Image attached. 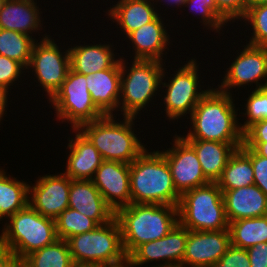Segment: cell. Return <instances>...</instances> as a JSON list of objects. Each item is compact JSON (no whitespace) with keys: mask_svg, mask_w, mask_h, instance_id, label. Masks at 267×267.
<instances>
[{"mask_svg":"<svg viewBox=\"0 0 267 267\" xmlns=\"http://www.w3.org/2000/svg\"><path fill=\"white\" fill-rule=\"evenodd\" d=\"M22 262L27 267H76L66 240L57 239L26 256Z\"/></svg>","mask_w":267,"mask_h":267,"instance_id":"obj_29","label":"cell"},{"mask_svg":"<svg viewBox=\"0 0 267 267\" xmlns=\"http://www.w3.org/2000/svg\"><path fill=\"white\" fill-rule=\"evenodd\" d=\"M262 4H267V0H248V8Z\"/></svg>","mask_w":267,"mask_h":267,"instance_id":"obj_47","label":"cell"},{"mask_svg":"<svg viewBox=\"0 0 267 267\" xmlns=\"http://www.w3.org/2000/svg\"><path fill=\"white\" fill-rule=\"evenodd\" d=\"M187 237L188 229L179 222L165 236L166 267H181Z\"/></svg>","mask_w":267,"mask_h":267,"instance_id":"obj_35","label":"cell"},{"mask_svg":"<svg viewBox=\"0 0 267 267\" xmlns=\"http://www.w3.org/2000/svg\"><path fill=\"white\" fill-rule=\"evenodd\" d=\"M228 222L267 215V196L255 185L222 190Z\"/></svg>","mask_w":267,"mask_h":267,"instance_id":"obj_24","label":"cell"},{"mask_svg":"<svg viewBox=\"0 0 267 267\" xmlns=\"http://www.w3.org/2000/svg\"><path fill=\"white\" fill-rule=\"evenodd\" d=\"M160 1V2H159ZM158 2H159V4L161 3H163L162 5H164V7H165V5H166V3H167V5L166 6H169L170 5V7L172 8H176V10H178V8H184V4H185V2H186V0H154V4L157 6L158 5V7H160L159 9L161 10L162 8V6H160L159 4H158Z\"/></svg>","mask_w":267,"mask_h":267,"instance_id":"obj_46","label":"cell"},{"mask_svg":"<svg viewBox=\"0 0 267 267\" xmlns=\"http://www.w3.org/2000/svg\"><path fill=\"white\" fill-rule=\"evenodd\" d=\"M163 14H159L153 21L150 23L144 24L137 30L131 32L127 37H124V40L129 42L132 45V55L133 59H142V60H156L161 62H166L165 56H167V50L169 52V47L171 44L170 34L168 33V26L165 25V17H162ZM164 57V59H163Z\"/></svg>","mask_w":267,"mask_h":267,"instance_id":"obj_17","label":"cell"},{"mask_svg":"<svg viewBox=\"0 0 267 267\" xmlns=\"http://www.w3.org/2000/svg\"><path fill=\"white\" fill-rule=\"evenodd\" d=\"M5 2V0H0V11L2 9L3 3Z\"/></svg>","mask_w":267,"mask_h":267,"instance_id":"obj_49","label":"cell"},{"mask_svg":"<svg viewBox=\"0 0 267 267\" xmlns=\"http://www.w3.org/2000/svg\"><path fill=\"white\" fill-rule=\"evenodd\" d=\"M216 183L221 190H234L254 184L250 148L242 145L235 150Z\"/></svg>","mask_w":267,"mask_h":267,"instance_id":"obj_26","label":"cell"},{"mask_svg":"<svg viewBox=\"0 0 267 267\" xmlns=\"http://www.w3.org/2000/svg\"><path fill=\"white\" fill-rule=\"evenodd\" d=\"M157 9L154 0H118L105 10V16L108 15V19L120 28L119 35L123 32V36L127 37L131 32L153 21L160 13Z\"/></svg>","mask_w":267,"mask_h":267,"instance_id":"obj_23","label":"cell"},{"mask_svg":"<svg viewBox=\"0 0 267 267\" xmlns=\"http://www.w3.org/2000/svg\"><path fill=\"white\" fill-rule=\"evenodd\" d=\"M148 151L146 148L130 164L131 203L178 206L181 194L164 155L160 150Z\"/></svg>","mask_w":267,"mask_h":267,"instance_id":"obj_3","label":"cell"},{"mask_svg":"<svg viewBox=\"0 0 267 267\" xmlns=\"http://www.w3.org/2000/svg\"><path fill=\"white\" fill-rule=\"evenodd\" d=\"M72 130L75 135L71 138L69 136L67 140L69 154L66 158V169L63 172L72 180H92L95 171L104 159L98 149L79 129Z\"/></svg>","mask_w":267,"mask_h":267,"instance_id":"obj_18","label":"cell"},{"mask_svg":"<svg viewBox=\"0 0 267 267\" xmlns=\"http://www.w3.org/2000/svg\"><path fill=\"white\" fill-rule=\"evenodd\" d=\"M250 94V95H249ZM248 94V97L245 98V105H241L242 110H239V115L241 118H245L244 123L240 122V128L244 132L250 125L253 123L267 119V87L262 89H253L252 92ZM242 123V124H241Z\"/></svg>","mask_w":267,"mask_h":267,"instance_id":"obj_34","label":"cell"},{"mask_svg":"<svg viewBox=\"0 0 267 267\" xmlns=\"http://www.w3.org/2000/svg\"><path fill=\"white\" fill-rule=\"evenodd\" d=\"M130 63L121 55L119 116L137 117L150 104L156 105L151 103L154 97L163 95L160 85L165 62L133 59Z\"/></svg>","mask_w":267,"mask_h":267,"instance_id":"obj_6","label":"cell"},{"mask_svg":"<svg viewBox=\"0 0 267 267\" xmlns=\"http://www.w3.org/2000/svg\"><path fill=\"white\" fill-rule=\"evenodd\" d=\"M40 177V178H39ZM35 183L29 182L28 204L39 214L56 219L69 208V192L72 179L64 172L44 174Z\"/></svg>","mask_w":267,"mask_h":267,"instance_id":"obj_14","label":"cell"},{"mask_svg":"<svg viewBox=\"0 0 267 267\" xmlns=\"http://www.w3.org/2000/svg\"><path fill=\"white\" fill-rule=\"evenodd\" d=\"M250 267H267V242L246 249Z\"/></svg>","mask_w":267,"mask_h":267,"instance_id":"obj_42","label":"cell"},{"mask_svg":"<svg viewBox=\"0 0 267 267\" xmlns=\"http://www.w3.org/2000/svg\"><path fill=\"white\" fill-rule=\"evenodd\" d=\"M231 245L229 229L190 231L181 267H213Z\"/></svg>","mask_w":267,"mask_h":267,"instance_id":"obj_15","label":"cell"},{"mask_svg":"<svg viewBox=\"0 0 267 267\" xmlns=\"http://www.w3.org/2000/svg\"><path fill=\"white\" fill-rule=\"evenodd\" d=\"M149 266H151V267H164V266H154V264H150ZM129 267H139V266H137V265H133L130 261H129ZM145 267H148V265L147 266H145Z\"/></svg>","mask_w":267,"mask_h":267,"instance_id":"obj_48","label":"cell"},{"mask_svg":"<svg viewBox=\"0 0 267 267\" xmlns=\"http://www.w3.org/2000/svg\"><path fill=\"white\" fill-rule=\"evenodd\" d=\"M242 50L229 63L224 72L222 82L216 88L222 92L234 95L233 88L255 86V89L267 87V47L255 46L249 43L241 46ZM244 48V49H243ZM232 90V91H231Z\"/></svg>","mask_w":267,"mask_h":267,"instance_id":"obj_12","label":"cell"},{"mask_svg":"<svg viewBox=\"0 0 267 267\" xmlns=\"http://www.w3.org/2000/svg\"><path fill=\"white\" fill-rule=\"evenodd\" d=\"M36 40L26 34L0 28V55L28 67Z\"/></svg>","mask_w":267,"mask_h":267,"instance_id":"obj_30","label":"cell"},{"mask_svg":"<svg viewBox=\"0 0 267 267\" xmlns=\"http://www.w3.org/2000/svg\"><path fill=\"white\" fill-rule=\"evenodd\" d=\"M123 247L129 256L143 243L161 239L179 222L177 206L168 204H134L115 212Z\"/></svg>","mask_w":267,"mask_h":267,"instance_id":"obj_2","label":"cell"},{"mask_svg":"<svg viewBox=\"0 0 267 267\" xmlns=\"http://www.w3.org/2000/svg\"><path fill=\"white\" fill-rule=\"evenodd\" d=\"M41 36L33 46L26 72L34 74L33 81L37 80L39 85H36L45 92L49 101L62 86L70 69L69 47L64 49L58 45L47 32Z\"/></svg>","mask_w":267,"mask_h":267,"instance_id":"obj_11","label":"cell"},{"mask_svg":"<svg viewBox=\"0 0 267 267\" xmlns=\"http://www.w3.org/2000/svg\"><path fill=\"white\" fill-rule=\"evenodd\" d=\"M195 150L205 177L216 182L229 158L243 143H222L211 140H186Z\"/></svg>","mask_w":267,"mask_h":267,"instance_id":"obj_25","label":"cell"},{"mask_svg":"<svg viewBox=\"0 0 267 267\" xmlns=\"http://www.w3.org/2000/svg\"><path fill=\"white\" fill-rule=\"evenodd\" d=\"M10 90L2 85H0V125H1V122H3L2 120L4 119V116L7 115V111L9 107L7 104L8 103V100H11L9 98V92ZM6 114V115H5Z\"/></svg>","mask_w":267,"mask_h":267,"instance_id":"obj_44","label":"cell"},{"mask_svg":"<svg viewBox=\"0 0 267 267\" xmlns=\"http://www.w3.org/2000/svg\"><path fill=\"white\" fill-rule=\"evenodd\" d=\"M184 7H187L192 14H196L195 17L199 18L208 31H214L220 36L224 34L223 28L225 29L228 24L232 22L217 8L215 0H186ZM222 31V32H221ZM221 32V33H220Z\"/></svg>","mask_w":267,"mask_h":267,"instance_id":"obj_31","label":"cell"},{"mask_svg":"<svg viewBox=\"0 0 267 267\" xmlns=\"http://www.w3.org/2000/svg\"><path fill=\"white\" fill-rule=\"evenodd\" d=\"M21 262L13 253L0 249V267H18Z\"/></svg>","mask_w":267,"mask_h":267,"instance_id":"obj_43","label":"cell"},{"mask_svg":"<svg viewBox=\"0 0 267 267\" xmlns=\"http://www.w3.org/2000/svg\"><path fill=\"white\" fill-rule=\"evenodd\" d=\"M177 209L179 223L190 231H220L229 227L222 190L216 182L184 192Z\"/></svg>","mask_w":267,"mask_h":267,"instance_id":"obj_9","label":"cell"},{"mask_svg":"<svg viewBox=\"0 0 267 267\" xmlns=\"http://www.w3.org/2000/svg\"><path fill=\"white\" fill-rule=\"evenodd\" d=\"M240 21L247 25L244 24L247 30L250 29V33L252 31L249 41L245 40L247 41L246 43L267 47V4L249 7ZM248 26L250 27L249 29Z\"/></svg>","mask_w":267,"mask_h":267,"instance_id":"obj_33","label":"cell"},{"mask_svg":"<svg viewBox=\"0 0 267 267\" xmlns=\"http://www.w3.org/2000/svg\"><path fill=\"white\" fill-rule=\"evenodd\" d=\"M6 172L3 167L0 168V221H3L1 223L25 208L29 199V184Z\"/></svg>","mask_w":267,"mask_h":267,"instance_id":"obj_27","label":"cell"},{"mask_svg":"<svg viewBox=\"0 0 267 267\" xmlns=\"http://www.w3.org/2000/svg\"><path fill=\"white\" fill-rule=\"evenodd\" d=\"M54 108L55 119L72 129H78L82 124L98 120L105 115L92 101L87 88L86 75L69 69L66 79L54 96L47 101Z\"/></svg>","mask_w":267,"mask_h":267,"instance_id":"obj_10","label":"cell"},{"mask_svg":"<svg viewBox=\"0 0 267 267\" xmlns=\"http://www.w3.org/2000/svg\"><path fill=\"white\" fill-rule=\"evenodd\" d=\"M195 58L190 57L189 60L184 61L186 63L182 66L179 65L180 67L177 69L175 68L172 71L174 73H170V77H168V68H166L165 64L160 85V90L164 95H160V100L164 101L161 105L164 104L165 120L167 118L170 123L176 120L178 122L180 119L184 122V116L185 119L186 117L189 118L198 102L212 87L209 84L208 87L203 86L205 82H202V79H200L202 76H200L201 73L199 72L201 71L199 70V65L202 63H197L200 61H197ZM205 87L206 89H204Z\"/></svg>","mask_w":267,"mask_h":267,"instance_id":"obj_8","label":"cell"},{"mask_svg":"<svg viewBox=\"0 0 267 267\" xmlns=\"http://www.w3.org/2000/svg\"><path fill=\"white\" fill-rule=\"evenodd\" d=\"M120 78L121 56L111 68L86 75L92 101L104 115H118Z\"/></svg>","mask_w":267,"mask_h":267,"instance_id":"obj_19","label":"cell"},{"mask_svg":"<svg viewBox=\"0 0 267 267\" xmlns=\"http://www.w3.org/2000/svg\"><path fill=\"white\" fill-rule=\"evenodd\" d=\"M243 142H267V119L250 125L243 132Z\"/></svg>","mask_w":267,"mask_h":267,"instance_id":"obj_41","label":"cell"},{"mask_svg":"<svg viewBox=\"0 0 267 267\" xmlns=\"http://www.w3.org/2000/svg\"><path fill=\"white\" fill-rule=\"evenodd\" d=\"M69 207L103 225L115 218V212L106 203L92 180H72Z\"/></svg>","mask_w":267,"mask_h":267,"instance_id":"obj_22","label":"cell"},{"mask_svg":"<svg viewBox=\"0 0 267 267\" xmlns=\"http://www.w3.org/2000/svg\"><path fill=\"white\" fill-rule=\"evenodd\" d=\"M250 160L254 169V184L267 196V158L250 149Z\"/></svg>","mask_w":267,"mask_h":267,"instance_id":"obj_40","label":"cell"},{"mask_svg":"<svg viewBox=\"0 0 267 267\" xmlns=\"http://www.w3.org/2000/svg\"><path fill=\"white\" fill-rule=\"evenodd\" d=\"M92 182L114 212L131 204L130 164L104 160Z\"/></svg>","mask_w":267,"mask_h":267,"instance_id":"obj_16","label":"cell"},{"mask_svg":"<svg viewBox=\"0 0 267 267\" xmlns=\"http://www.w3.org/2000/svg\"><path fill=\"white\" fill-rule=\"evenodd\" d=\"M128 260L137 266H145L155 261V266L166 267L165 236L161 239L146 242L138 246L129 256ZM160 262L159 264L156 262Z\"/></svg>","mask_w":267,"mask_h":267,"instance_id":"obj_36","label":"cell"},{"mask_svg":"<svg viewBox=\"0 0 267 267\" xmlns=\"http://www.w3.org/2000/svg\"><path fill=\"white\" fill-rule=\"evenodd\" d=\"M25 71L26 68L18 61L0 55V85L10 89V92L11 89H13V87L11 86H14L16 88L14 84L19 86V83H22V77H25L27 73Z\"/></svg>","mask_w":267,"mask_h":267,"instance_id":"obj_37","label":"cell"},{"mask_svg":"<svg viewBox=\"0 0 267 267\" xmlns=\"http://www.w3.org/2000/svg\"><path fill=\"white\" fill-rule=\"evenodd\" d=\"M243 145L253 149L258 155L267 158V142H243Z\"/></svg>","mask_w":267,"mask_h":267,"instance_id":"obj_45","label":"cell"},{"mask_svg":"<svg viewBox=\"0 0 267 267\" xmlns=\"http://www.w3.org/2000/svg\"><path fill=\"white\" fill-rule=\"evenodd\" d=\"M231 245L247 249L267 242V215L229 222Z\"/></svg>","mask_w":267,"mask_h":267,"instance_id":"obj_28","label":"cell"},{"mask_svg":"<svg viewBox=\"0 0 267 267\" xmlns=\"http://www.w3.org/2000/svg\"><path fill=\"white\" fill-rule=\"evenodd\" d=\"M123 267H129V260L127 261V263Z\"/></svg>","mask_w":267,"mask_h":267,"instance_id":"obj_51","label":"cell"},{"mask_svg":"<svg viewBox=\"0 0 267 267\" xmlns=\"http://www.w3.org/2000/svg\"><path fill=\"white\" fill-rule=\"evenodd\" d=\"M56 234L58 239L68 238L94 230L98 224L86 215L67 208L56 219Z\"/></svg>","mask_w":267,"mask_h":267,"instance_id":"obj_32","label":"cell"},{"mask_svg":"<svg viewBox=\"0 0 267 267\" xmlns=\"http://www.w3.org/2000/svg\"><path fill=\"white\" fill-rule=\"evenodd\" d=\"M213 267H250V259L246 249L230 245Z\"/></svg>","mask_w":267,"mask_h":267,"instance_id":"obj_38","label":"cell"},{"mask_svg":"<svg viewBox=\"0 0 267 267\" xmlns=\"http://www.w3.org/2000/svg\"><path fill=\"white\" fill-rule=\"evenodd\" d=\"M217 8L234 24L241 20L248 10V0H215ZM237 20V22H236Z\"/></svg>","mask_w":267,"mask_h":267,"instance_id":"obj_39","label":"cell"},{"mask_svg":"<svg viewBox=\"0 0 267 267\" xmlns=\"http://www.w3.org/2000/svg\"><path fill=\"white\" fill-rule=\"evenodd\" d=\"M18 267H27V266L23 262H21Z\"/></svg>","mask_w":267,"mask_h":267,"instance_id":"obj_50","label":"cell"},{"mask_svg":"<svg viewBox=\"0 0 267 267\" xmlns=\"http://www.w3.org/2000/svg\"><path fill=\"white\" fill-rule=\"evenodd\" d=\"M66 241L76 267H123L128 261L116 218Z\"/></svg>","mask_w":267,"mask_h":267,"instance_id":"obj_5","label":"cell"},{"mask_svg":"<svg viewBox=\"0 0 267 267\" xmlns=\"http://www.w3.org/2000/svg\"><path fill=\"white\" fill-rule=\"evenodd\" d=\"M122 118L119 120V115L118 119L115 115H105L82 124L78 129L98 149L104 160L131 164L146 149V145L134 128L137 117Z\"/></svg>","mask_w":267,"mask_h":267,"instance_id":"obj_4","label":"cell"},{"mask_svg":"<svg viewBox=\"0 0 267 267\" xmlns=\"http://www.w3.org/2000/svg\"><path fill=\"white\" fill-rule=\"evenodd\" d=\"M235 95L211 87L194 108L185 140H211L222 143H243ZM235 101V103H234ZM236 105V106H235ZM240 118V119H239Z\"/></svg>","mask_w":267,"mask_h":267,"instance_id":"obj_1","label":"cell"},{"mask_svg":"<svg viewBox=\"0 0 267 267\" xmlns=\"http://www.w3.org/2000/svg\"><path fill=\"white\" fill-rule=\"evenodd\" d=\"M37 0H5L0 11V28L26 34L36 41L43 29L42 11ZM35 33V35H34Z\"/></svg>","mask_w":267,"mask_h":267,"instance_id":"obj_20","label":"cell"},{"mask_svg":"<svg viewBox=\"0 0 267 267\" xmlns=\"http://www.w3.org/2000/svg\"><path fill=\"white\" fill-rule=\"evenodd\" d=\"M2 226L0 249L13 253L20 260L58 239L55 220L39 214L29 204Z\"/></svg>","mask_w":267,"mask_h":267,"instance_id":"obj_7","label":"cell"},{"mask_svg":"<svg viewBox=\"0 0 267 267\" xmlns=\"http://www.w3.org/2000/svg\"><path fill=\"white\" fill-rule=\"evenodd\" d=\"M171 147L161 150L173 178L176 190L184 192L210 183L205 177L194 148L175 131Z\"/></svg>","mask_w":267,"mask_h":267,"instance_id":"obj_13","label":"cell"},{"mask_svg":"<svg viewBox=\"0 0 267 267\" xmlns=\"http://www.w3.org/2000/svg\"><path fill=\"white\" fill-rule=\"evenodd\" d=\"M85 42L84 45L79 43L68 46L70 69L79 74L87 75L109 69L120 59V55L114 52L117 49L116 47L113 48L114 43H105V41L103 43L100 40L99 44L94 43L95 41H92L93 44Z\"/></svg>","mask_w":267,"mask_h":267,"instance_id":"obj_21","label":"cell"}]
</instances>
